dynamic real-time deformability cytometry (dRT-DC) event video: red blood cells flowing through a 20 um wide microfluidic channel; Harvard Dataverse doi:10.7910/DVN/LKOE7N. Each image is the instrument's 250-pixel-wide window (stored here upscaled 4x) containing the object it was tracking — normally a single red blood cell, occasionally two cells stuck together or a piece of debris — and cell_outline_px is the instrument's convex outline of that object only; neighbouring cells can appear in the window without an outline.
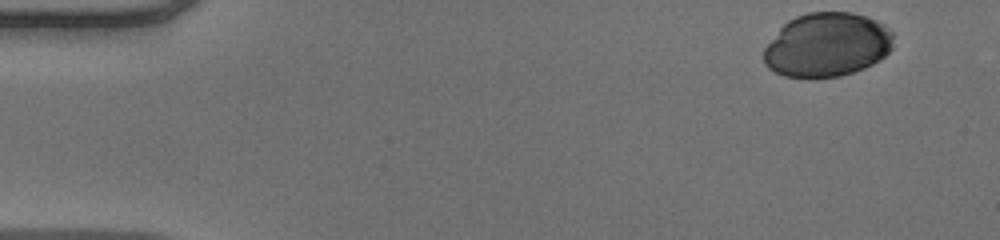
{"species": "human", "species_latin": "Homo sapiens", "temperature_condition": "warm", "stored_images_in_passage": 50, "camera_frame_rate_fps": 3000, "um_per_image_px": 0.085, "donor": {"sex": "male"}, "frame": {"image": 1, "passage_image": 1, "time_ms": 0.0, "image_size_px": [1000, 240], "cell_outline_px": [[892, 48], [880, 60], [864, 68], [840, 76], [808, 80], [784, 76], [768, 68], [764, 64], [764, 48], [780, 28], [788, 20], [796, 16], [808, 12], [852, 12], [876, 20], [884, 24], [892, 32]], "centroid_in_image_um": [70.28, 3.84], "position_along_channel_um": 14.7, "area_um2": 48.84}}
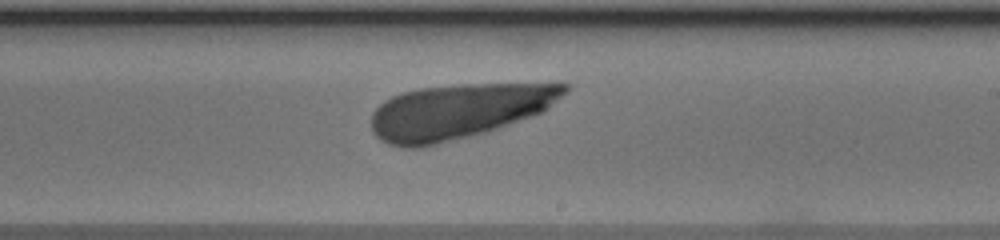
{"frame": {"image": 2, "passage_image": 29, "time_ms": 9.333, "image_size_px": [1000, 240], "cell_outline_px": [[568, 92], [544, 112], [484, 132], [436, 144], [416, 148], [404, 148], [388, 144], [380, 140], [372, 132], [372, 112], [384, 100], [392, 96], [404, 92], [420, 88], [460, 84], [556, 80], [568, 84]], "centroid_in_image_um": [39.1, 9.4], "position_along_channel_um": 249.9, "area_um2": 63.06}}
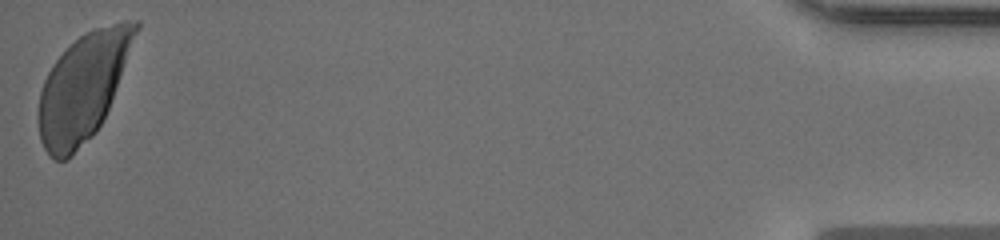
{"frame": {"image": 3, "passage_image": 50, "time_ms": 16.333, "image_size_px": [1000, 240], "cell_outline_px": [[140, 28], [108, 108], [96, 132], [68, 160], [52, 160], [48, 156], [40, 140], [36, 120], [36, 116], [40, 92], [44, 80], [52, 64], [84, 32], [92, 28], [124, 20], [140, 20]], "centroid_in_image_um": [7.03, 7.42], "position_along_channel_um": 428.2, "area_um2": 60.69}}